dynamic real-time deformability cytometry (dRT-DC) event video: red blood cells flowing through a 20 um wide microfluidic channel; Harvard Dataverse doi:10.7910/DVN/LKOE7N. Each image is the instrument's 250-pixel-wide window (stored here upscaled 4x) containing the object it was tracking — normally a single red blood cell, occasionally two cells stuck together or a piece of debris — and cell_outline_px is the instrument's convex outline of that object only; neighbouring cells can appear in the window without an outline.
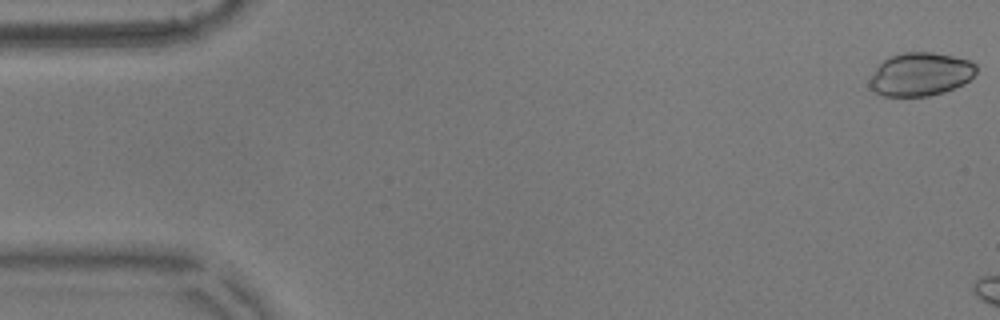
{"species": "common noctule bat (a hibernating species)", "species_latin": "Nyctalus noctula", "temperature_condition": "warm", "stored_images_in_passage": 7, "camera_frame_rate_fps": 3000, "um_per_image_px": 0.085, "animal": {"sex": "male", "body_mass_g": 17.9}, "frame": {"image": 1, "passage_image": 1, "time_ms": 0.0, "image_size_px": [1000, 320], "cell_outline_px": [[976, 72], [964, 84], [944, 92], [928, 96], [884, 96], [872, 92], [868, 84], [876, 68], [888, 56], [904, 52], [932, 52], [972, 60], [976, 64]], "centroid_in_image_um": [78.23, 6.31], "position_along_channel_um": 6.8, "area_um2": 27.05}}